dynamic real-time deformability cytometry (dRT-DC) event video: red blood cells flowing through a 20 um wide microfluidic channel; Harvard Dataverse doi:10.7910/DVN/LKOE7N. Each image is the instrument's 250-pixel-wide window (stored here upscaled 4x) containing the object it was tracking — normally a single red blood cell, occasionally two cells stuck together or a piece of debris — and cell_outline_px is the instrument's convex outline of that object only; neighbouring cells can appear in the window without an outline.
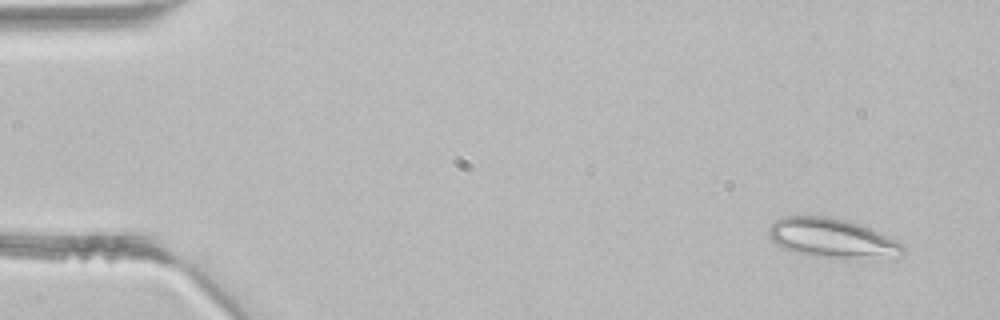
{"species": "common noctule bat (a hibernating species)", "species_latin": "Nyctalus noctula", "temperature_condition": "room temperature", "stored_images_in_passage": 3, "camera_frame_rate_fps": 3000, "um_per_image_px": 0.085, "animal": {"sex": "male", "body_mass_g": 21.5, "forearm_length_mm": 52.0}, "frame": {"image": 1, "passage_image": 1, "time_ms": 0.0, "image_size_px": [1000, 320], "cell_outline_px": [[904, 252], [856, 256], [816, 256], [796, 252], [784, 248], [776, 244], [768, 236], [768, 228], [776, 220], [784, 216], [828, 216], [848, 220], [860, 224], [896, 240], [904, 244]], "centroid_in_image_um": [70.57, 20.16], "position_along_channel_um": 14.4, "area_um2": 29.25}}